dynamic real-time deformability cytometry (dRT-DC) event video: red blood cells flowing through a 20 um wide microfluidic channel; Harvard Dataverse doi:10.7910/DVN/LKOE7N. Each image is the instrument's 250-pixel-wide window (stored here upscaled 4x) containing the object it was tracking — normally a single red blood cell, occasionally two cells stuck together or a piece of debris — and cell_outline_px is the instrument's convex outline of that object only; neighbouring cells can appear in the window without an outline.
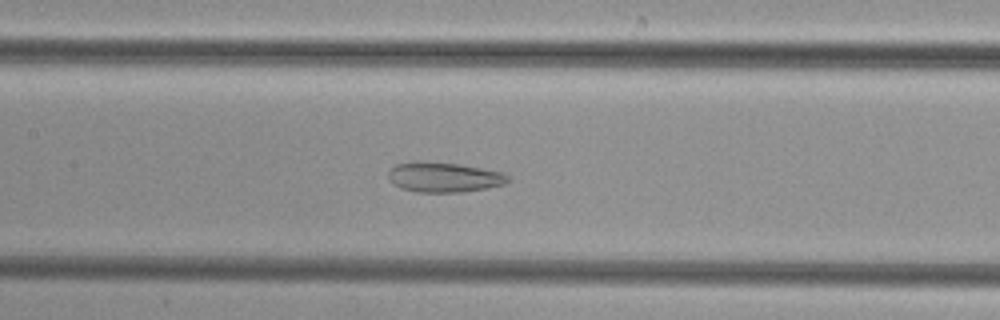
{"species": "common noctule bat (a hibernating species)", "species_latin": "Nyctalus noctula", "temperature_condition": "cold", "stored_images_in_passage": 38, "camera_frame_rate_fps": 3000, "um_per_image_px": 0.085, "animal": {"sex": "female", "body_mass_g": 29.2, "forearm_length_mm": 56.3}, "frame": {"image": 1, "passage_image": 12, "time_ms": 3.667, "image_size_px": [1000, 320], "cell_outline_px": [[512, 180], [504, 184], [488, 188], [460, 192], [416, 192], [392, 184], [388, 180], [388, 172], [396, 164], [460, 164], [504, 172]], "centroid_in_image_um": [37.82, 15.11], "position_along_channel_um": 169.6, "area_um2": 20.23}}
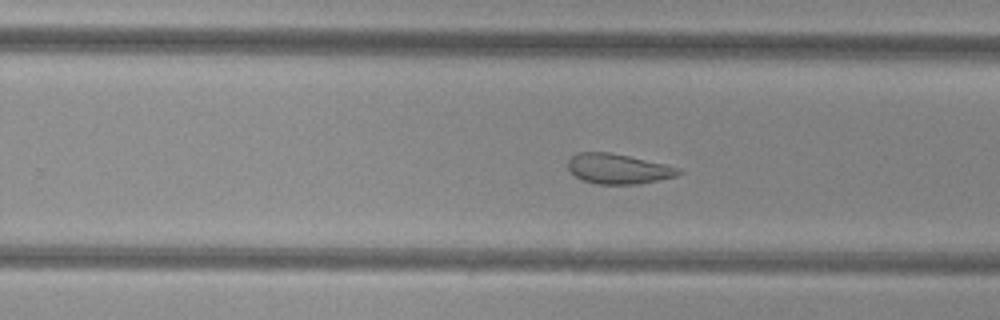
{"frame": {"image": 2, "passage_image": 20, "time_ms": 6.333, "image_size_px": [1000, 320], "cell_outline_px": [[684, 172], [676, 176], [640, 184], [596, 184], [584, 180], [576, 176], [568, 168], [568, 160], [576, 152], [608, 152], [628, 156], [664, 164], [680, 168]], "centroid_in_image_um": [52.55, 14.35], "position_along_channel_um": 277.2, "area_um2": 19.25}}
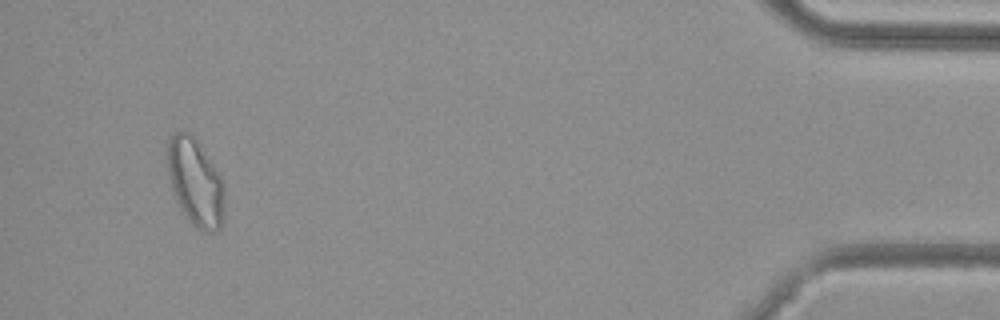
{"frame": {"image": 3, "passage_image": 36, "time_ms": 11.667, "image_size_px": [1000, 320], "cell_outline_px": [[224, 216], [220, 228], [216, 232], [204, 232], [196, 228], [188, 220], [176, 204], [172, 192], [168, 172], [168, 140], [172, 132], [188, 132], [196, 140], [216, 168], [220, 176], [224, 188]], "centroid_in_image_um": [16.6, 15.55], "position_along_channel_um": 418.6, "area_um2": 29.25}}